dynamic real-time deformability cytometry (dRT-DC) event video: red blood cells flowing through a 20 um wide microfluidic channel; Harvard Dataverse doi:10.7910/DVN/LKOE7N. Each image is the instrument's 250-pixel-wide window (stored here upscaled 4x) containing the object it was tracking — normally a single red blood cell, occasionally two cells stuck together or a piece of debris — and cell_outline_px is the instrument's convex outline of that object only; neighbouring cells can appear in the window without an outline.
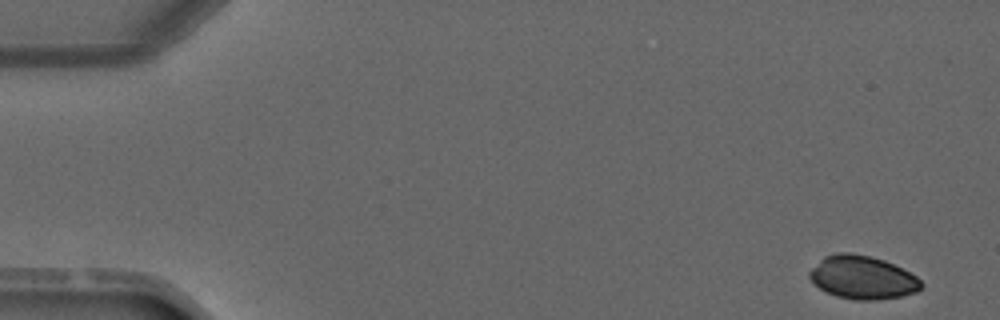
{"species": "common noctule bat (a hibernating species)", "species_latin": "Nyctalus noctula", "temperature_condition": "warm", "stored_images_in_passage": 3, "camera_frame_rate_fps": 3000, "um_per_image_px": 0.085, "animal": {"sex": "male", "forearm_length_mm": 52.5}, "frame": {"image": 1, "passage_image": 1, "time_ms": 0.0, "image_size_px": [1000, 320], "cell_outline_px": [[924, 284], [916, 292], [900, 296], [876, 300], [856, 300], [836, 296], [820, 288], [808, 276], [808, 272], [824, 256], [836, 252], [848, 252], [868, 256], [884, 260], [916, 276]], "centroid_in_image_um": [73.3, 23.58], "position_along_channel_um": 11.7, "area_um2": 27.86}}